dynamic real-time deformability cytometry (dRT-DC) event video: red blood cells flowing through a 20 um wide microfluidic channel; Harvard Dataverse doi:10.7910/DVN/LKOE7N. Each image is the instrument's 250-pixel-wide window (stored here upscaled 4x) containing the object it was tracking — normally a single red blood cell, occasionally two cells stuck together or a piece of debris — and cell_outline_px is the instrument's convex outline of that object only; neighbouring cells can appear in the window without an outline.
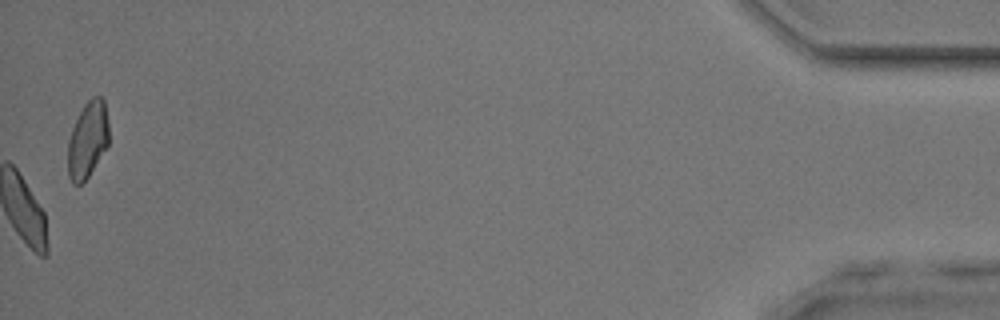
{"species": "common noctule bat (a hibernating species)", "species_latin": "Nyctalus noctula", "temperature_condition": "room temperature", "stored_images_in_passage": 38, "camera_frame_rate_fps": 3000, "um_per_image_px": 0.085, "animal": {"sex": "male", "body_mass_g": 17.9, "forearm_length_mm": 54.2}, "frame": {"image": 1, "passage_image": 38, "time_ms": 12.333, "image_size_px": [1000, 320], "cell_outline_px": [[108, 148], [88, 176], [80, 184], [72, 184], [68, 176], [68, 140], [72, 128], [84, 104], [92, 96], [100, 96], [104, 100], [108, 120]], "centroid_in_image_um": [7.46, 11.88], "position_along_channel_um": 427.7, "area_um2": 18.38}}